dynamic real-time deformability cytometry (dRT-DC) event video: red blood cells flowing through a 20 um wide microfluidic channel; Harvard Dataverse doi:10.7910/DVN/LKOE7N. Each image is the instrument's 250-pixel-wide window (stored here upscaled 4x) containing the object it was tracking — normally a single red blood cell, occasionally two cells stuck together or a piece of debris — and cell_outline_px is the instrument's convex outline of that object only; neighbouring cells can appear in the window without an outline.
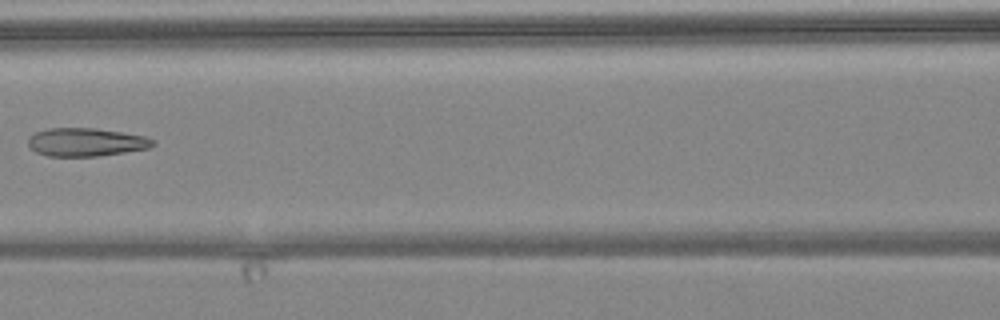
{"species": "common noctule bat (a hibernating species)", "species_latin": "Nyctalus noctula", "temperature_condition": "warm", "stored_images_in_passage": 8, "camera_frame_rate_fps": 3000, "um_per_image_px": 0.085, "animal": {"sex": "female", "body_mass_g": 24.6, "forearm_length_mm": 56.2}, "frame": {"image": 1, "passage_image": 7, "time_ms": 7.333, "image_size_px": [1000, 320], "cell_outline_px": [[156, 144], [148, 148], [124, 152], [96, 156], [48, 156], [36, 152], [28, 144], [28, 140], [36, 132], [48, 128], [96, 128], [144, 136], [156, 140]], "centroid_in_image_um": [7.33, 12.08], "position_along_channel_um": 159.3, "area_um2": 20.35}}
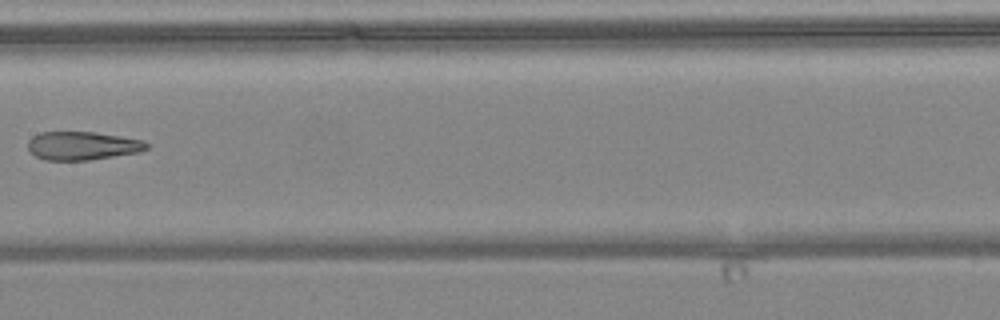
{"frame": {"image": 2, "passage_image": 8, "time_ms": 8.333, "image_size_px": [1000, 320], "cell_outline_px": [[148, 148], [140, 152], [88, 160], [44, 160], [36, 156], [28, 148], [28, 140], [32, 136], [40, 132], [96, 132], [144, 140], [148, 144]], "centroid_in_image_um": [7.01, 12.38], "position_along_channel_um": 200.4, "area_um2": 19.65}}